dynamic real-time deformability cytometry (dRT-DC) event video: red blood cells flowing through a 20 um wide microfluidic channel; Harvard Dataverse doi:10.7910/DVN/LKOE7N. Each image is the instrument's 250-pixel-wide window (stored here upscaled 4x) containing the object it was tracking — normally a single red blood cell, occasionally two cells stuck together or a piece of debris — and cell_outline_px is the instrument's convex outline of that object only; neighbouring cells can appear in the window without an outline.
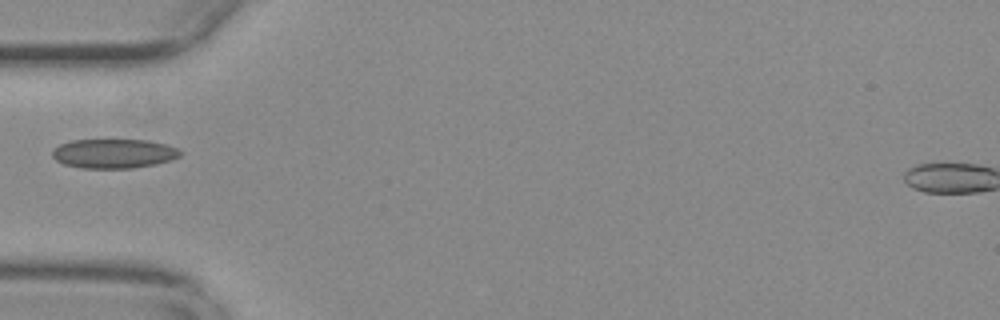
{"species": "common noctule bat (a hibernating species)", "species_latin": "Nyctalus noctula", "temperature_condition": "warm", "stored_images_in_passage": 38, "camera_frame_rate_fps": 3000, "um_per_image_px": 0.085, "animal": {"sex": "female", "body_mass_g": 29.2, "forearm_length_mm": 56.3}, "frame": {"image": 1, "passage_image": 1, "time_ms": 0.0, "image_size_px": [1000, 320], "cell_outline_px": [[180, 156], [172, 160], [156, 164], [132, 168], [80, 168], [64, 164], [56, 160], [52, 156], [52, 148], [60, 144], [72, 140], [148, 140], [168, 144], [176, 148], [180, 152]], "centroid_in_image_um": [9.66, 13.05], "position_along_channel_um": 75.3, "area_um2": 21.96}}
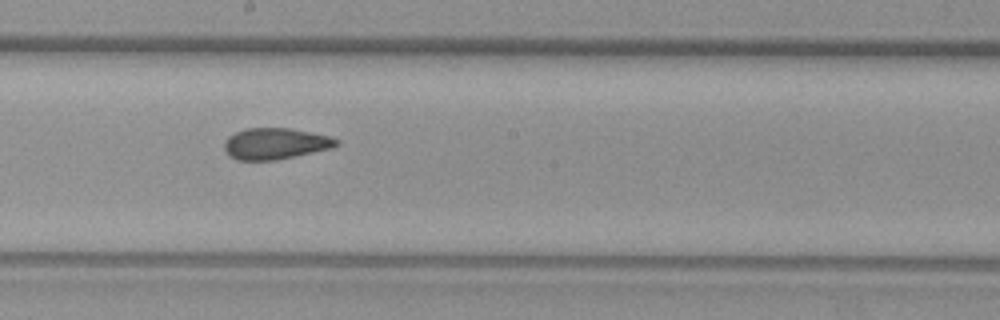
{"frame": {"image": 2, "passage_image": 13, "time_ms": 4.0, "image_size_px": [1000, 320], "cell_outline_px": [[340, 144], [332, 148], [276, 160], [236, 160], [228, 156], [224, 148], [224, 140], [228, 136], [244, 128], [292, 128], [332, 136], [340, 140]], "centroid_in_image_um": [23.41, 12.2], "position_along_channel_um": 224.8, "area_um2": 20.75}}
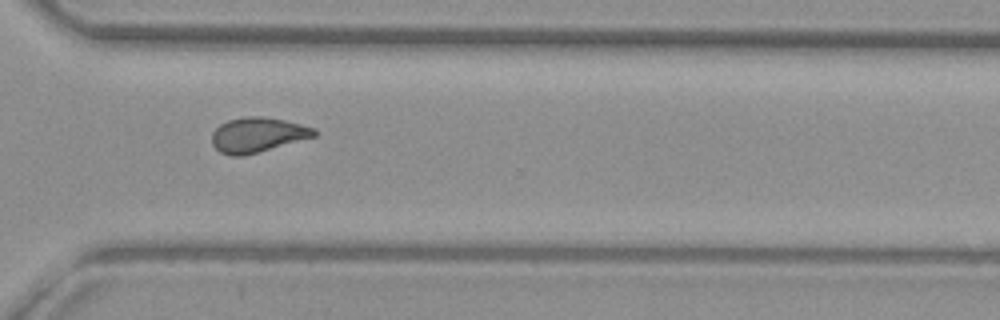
{"frame": {"image": 3, "passage_image": 23, "time_ms": 7.333, "image_size_px": [1000, 320], "cell_outline_px": [[316, 136], [244, 156], [232, 156], [220, 152], [212, 144], [212, 132], [220, 124], [228, 120], [244, 116], [264, 116], [284, 120], [316, 128]], "centroid_in_image_um": [21.88, 11.45], "position_along_channel_um": 348.7, "area_um2": 20.81}}